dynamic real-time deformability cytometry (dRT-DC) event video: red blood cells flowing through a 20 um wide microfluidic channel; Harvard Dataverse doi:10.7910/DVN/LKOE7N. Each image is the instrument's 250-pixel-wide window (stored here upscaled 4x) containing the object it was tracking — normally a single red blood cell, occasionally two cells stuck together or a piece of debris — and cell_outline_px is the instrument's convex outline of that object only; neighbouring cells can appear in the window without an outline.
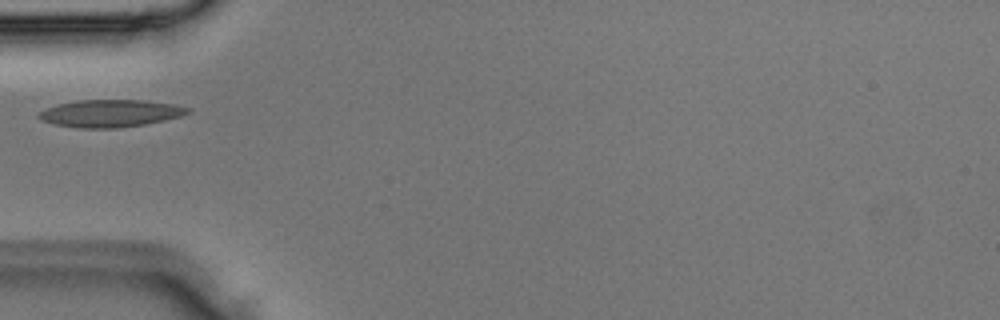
{"species": "Egyptian fruit bat (a non-hibernating species)", "species_latin": "Rousettus aegyptiacus", "temperature_condition": "room temperature", "stored_images_in_passage": 4, "camera_frame_rate_fps": 3000, "um_per_image_px": 0.085, "animal": {"sex": "male"}, "frame": {"image": 1, "passage_image": 4, "time_ms": 1.0, "image_size_px": [1000, 320], "cell_outline_px": [[192, 112], [180, 116], [164, 120], [144, 124], [120, 128], [76, 128], [52, 124], [40, 120], [36, 116], [44, 108], [76, 100], [144, 100], [176, 104], [192, 108]], "centroid_in_image_um": [9.38, 9.63], "position_along_channel_um": 75.6, "area_um2": 24.04}}